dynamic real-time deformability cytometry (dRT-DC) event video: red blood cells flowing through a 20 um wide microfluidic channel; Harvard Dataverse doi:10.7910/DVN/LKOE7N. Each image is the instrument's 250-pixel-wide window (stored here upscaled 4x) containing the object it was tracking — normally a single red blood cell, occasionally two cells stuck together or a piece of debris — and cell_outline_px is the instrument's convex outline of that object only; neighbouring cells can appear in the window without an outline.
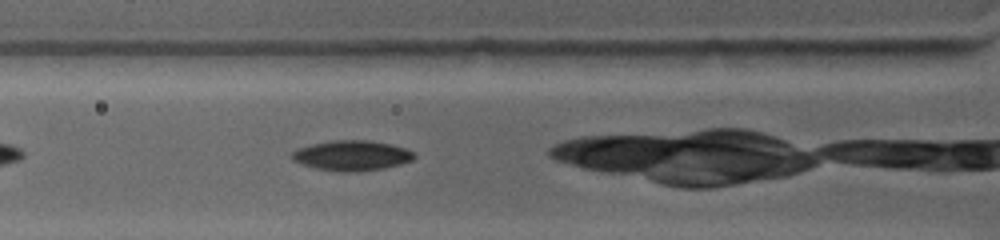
{"species": "common noctule bat (a hibernating species)", "species_latin": "Nyctalus noctula", "temperature_condition": "warm", "stored_images_in_passage": 3, "camera_frame_rate_fps": 4500, "um_per_image_px": 0.085, "animal": {"sex": "female", "body_mass_g": 19.0, "forearm_length_mm": 53.3}, "frame": {"image": 1, "passage_image": 3, "time_ms": 1.556, "image_size_px": [1000, 240], "cell_outline_px": [[416, 156], [412, 160], [400, 164], [384, 168], [352, 172], [340, 172], [316, 168], [292, 160], [292, 152], [296, 148], [312, 144], [332, 140], [368, 140], [388, 144], [404, 148], [412, 152]], "centroid_in_image_um": [29.88, 13.22], "position_along_channel_um": 95.9, "area_um2": 21.27}}